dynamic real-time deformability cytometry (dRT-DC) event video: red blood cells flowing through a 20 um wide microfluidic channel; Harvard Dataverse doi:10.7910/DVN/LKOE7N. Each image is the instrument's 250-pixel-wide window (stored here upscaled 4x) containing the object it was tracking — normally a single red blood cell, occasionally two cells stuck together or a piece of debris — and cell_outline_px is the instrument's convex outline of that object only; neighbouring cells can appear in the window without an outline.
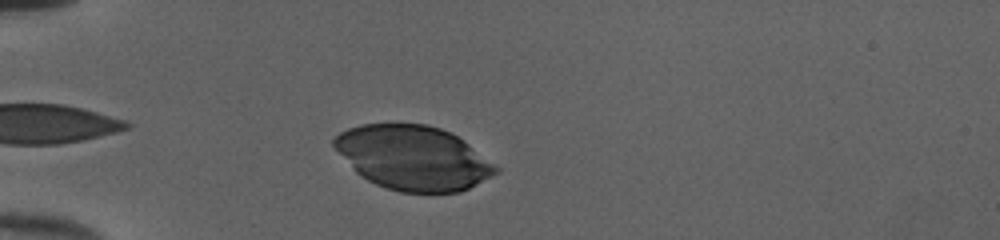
{"species": "human", "species_latin": "Homo sapiens", "temperature_condition": "cold", "stored_images_in_passage": 36, "camera_frame_rate_fps": 3000, "um_per_image_px": 0.085, "donor": {"sex": "female"}, "frame": {"image": 1, "passage_image": 4, "time_ms": 1.0, "image_size_px": [1000, 240], "cell_outline_px": [[500, 172], [460, 192], [400, 192], [376, 184], [360, 176], [352, 168], [332, 144], [332, 140], [340, 132], [348, 128], [360, 124], [428, 124], [440, 128], [456, 136], [468, 144], [500, 168]], "centroid_in_image_um": [35.11, 13.41], "position_along_channel_um": 49.9, "area_um2": 60.11}}